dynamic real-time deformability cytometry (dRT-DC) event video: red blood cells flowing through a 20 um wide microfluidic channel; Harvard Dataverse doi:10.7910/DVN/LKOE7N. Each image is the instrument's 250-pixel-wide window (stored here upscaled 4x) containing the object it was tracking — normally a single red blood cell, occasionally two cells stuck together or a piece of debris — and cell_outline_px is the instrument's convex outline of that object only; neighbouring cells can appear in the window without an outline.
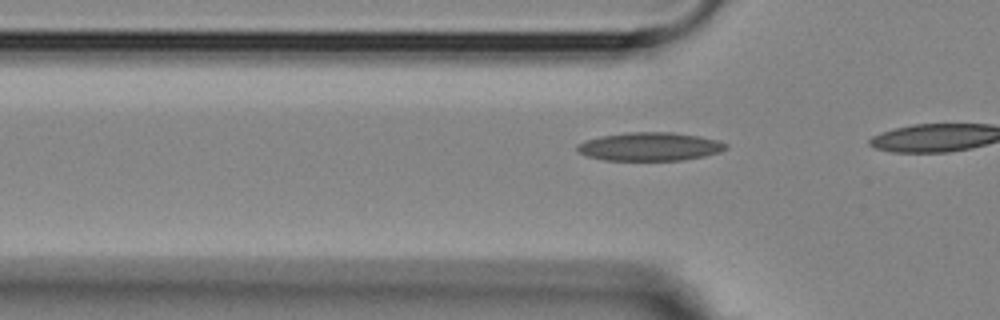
{"species": "Egyptian fruit bat (a non-hibernating species)", "species_latin": "Rousettus aegyptiacus", "temperature_condition": "room temperature", "stored_images_in_passage": 16, "camera_frame_rate_fps": 3000, "um_per_image_px": 0.085, "animal": {"sex": "female"}, "frame": {"image": 1, "passage_image": 14, "time_ms": 4.333, "image_size_px": [1000, 320], "cell_outline_px": [[728, 148], [720, 152], [704, 156], [684, 160], [604, 160], [588, 156], [580, 152], [576, 148], [576, 144], [584, 140], [600, 136], [628, 132], [672, 132], [700, 136], [720, 140], [728, 144]], "centroid_in_image_um": [55.26, 12.45], "position_along_channel_um": 70.5, "area_um2": 24.8}}